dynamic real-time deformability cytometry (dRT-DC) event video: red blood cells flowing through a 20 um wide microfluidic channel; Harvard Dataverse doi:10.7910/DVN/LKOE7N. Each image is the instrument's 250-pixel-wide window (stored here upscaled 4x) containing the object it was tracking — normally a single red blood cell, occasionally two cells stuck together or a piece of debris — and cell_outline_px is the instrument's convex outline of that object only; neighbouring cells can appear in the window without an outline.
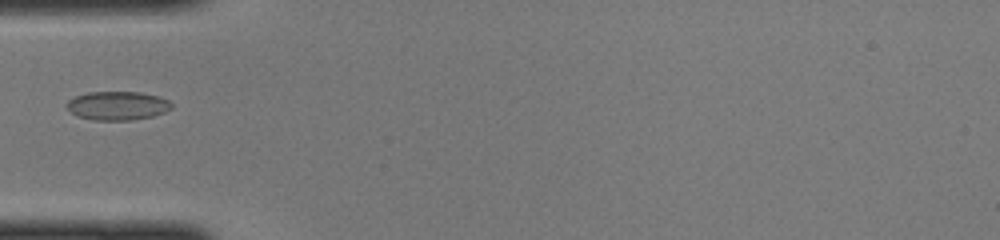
{"species": "common noctule bat (a hibernating species)", "species_latin": "Nyctalus noctula", "temperature_condition": "cold", "stored_images_in_passage": 31, "camera_frame_rate_fps": 3000, "um_per_image_px": 0.085, "animal": {"sex": "female", "body_mass_g": 22.0, "forearm_length_mm": 56.7}, "frame": {"image": 1, "passage_image": 1, "time_ms": 0.0, "image_size_px": [1000, 240], "cell_outline_px": [[172, 108], [164, 112], [152, 116], [132, 120], [92, 120], [76, 116], [68, 108], [68, 100], [76, 96], [88, 92], [140, 92], [156, 96], [168, 100], [172, 104]], "centroid_in_image_um": [9.99, 8.99], "position_along_channel_um": 75.0, "area_um2": 17.4}}
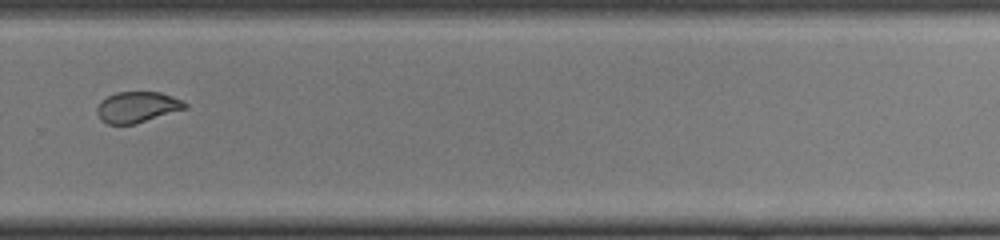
{"frame": {"image": 2, "passage_image": 18, "time_ms": 5.667, "image_size_px": [1000, 240], "cell_outline_px": [[188, 108], [136, 124], [108, 124], [100, 120], [96, 112], [96, 108], [100, 100], [116, 92], [160, 92], [172, 96], [188, 104]], "centroid_in_image_um": [11.65, 9.11], "position_along_channel_um": 318.2, "area_um2": 16.01}}